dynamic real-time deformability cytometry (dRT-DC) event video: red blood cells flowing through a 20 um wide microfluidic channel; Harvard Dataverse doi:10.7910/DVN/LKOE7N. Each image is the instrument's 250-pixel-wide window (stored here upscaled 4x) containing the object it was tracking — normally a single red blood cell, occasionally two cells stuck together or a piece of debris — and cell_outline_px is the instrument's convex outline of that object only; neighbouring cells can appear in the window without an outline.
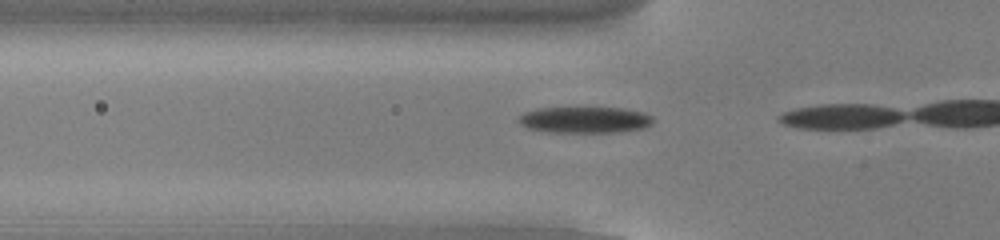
{"species": "common noctule bat (a hibernating species)", "species_latin": "Nyctalus noctula", "temperature_condition": "cold", "stored_images_in_passage": 6, "camera_frame_rate_fps": 3000, "um_per_image_px": 0.085, "animal": {"sex": "male", "body_mass_g": 13.0, "forearm_length_mm": 53.1}, "frame": {"image": 1, "passage_image": 5, "time_ms": 1.333, "image_size_px": [1000, 240], "cell_outline_px": [[656, 120], [652, 124], [644, 128], [620, 132], [548, 132], [528, 128], [520, 124], [516, 120], [524, 112], [540, 108], [624, 108], [644, 112], [652, 116]], "centroid_in_image_um": [49.75, 10.19], "position_along_channel_um": 76.1, "area_um2": 20.75}}